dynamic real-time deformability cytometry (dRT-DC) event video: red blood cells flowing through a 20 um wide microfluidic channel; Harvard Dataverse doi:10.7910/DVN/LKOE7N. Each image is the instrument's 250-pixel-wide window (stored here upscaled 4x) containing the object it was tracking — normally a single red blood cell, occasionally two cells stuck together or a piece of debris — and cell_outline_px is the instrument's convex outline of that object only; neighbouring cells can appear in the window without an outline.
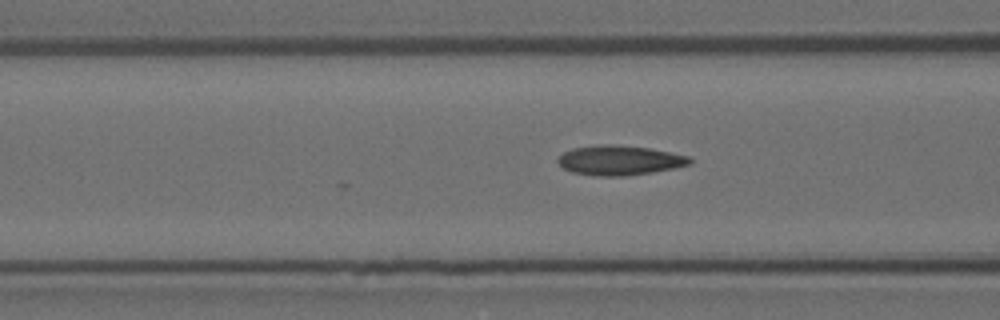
{"species": "Egyptian fruit bat (a non-hibernating species)", "species_latin": "Rousettus aegyptiacus", "temperature_condition": "room temperature", "stored_images_in_passage": 11, "camera_frame_rate_fps": 3000, "um_per_image_px": 0.085, "animal": {"sex": "female"}, "frame": {"image": 1, "passage_image": 8, "time_ms": 2.333, "image_size_px": [1000, 320], "cell_outline_px": [[692, 164], [652, 172], [628, 176], [596, 176], [572, 172], [564, 168], [556, 160], [564, 152], [572, 148], [600, 144], [608, 144], [648, 148], [688, 156], [692, 160]], "centroid_in_image_um": [52.64, 13.63], "position_along_channel_um": 114.0, "area_um2": 22.66}}